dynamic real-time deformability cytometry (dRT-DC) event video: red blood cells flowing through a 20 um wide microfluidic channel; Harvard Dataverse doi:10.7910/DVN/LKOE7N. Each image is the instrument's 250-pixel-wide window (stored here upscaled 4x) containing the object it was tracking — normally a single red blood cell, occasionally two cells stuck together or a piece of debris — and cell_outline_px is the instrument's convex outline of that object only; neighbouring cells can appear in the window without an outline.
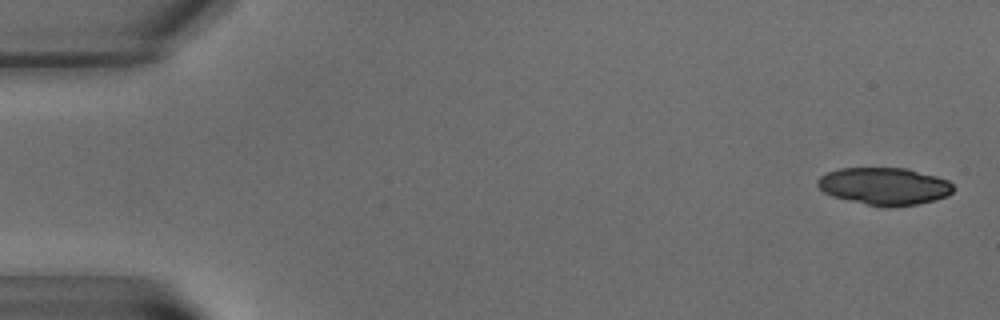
{"species": "common noctule bat (a hibernating species)", "species_latin": "Nyctalus noctula", "temperature_condition": "warm", "stored_images_in_passage": 7, "camera_frame_rate_fps": 3000, "um_per_image_px": 0.085, "animal": {"sex": "male", "body_mass_g": 15.6}, "frame": {"image": 1, "passage_image": 1, "time_ms": 0.0, "image_size_px": [1000, 320], "cell_outline_px": [[952, 192], [948, 196], [936, 200], [916, 204], [888, 208], [884, 208], [832, 196], [824, 192], [816, 184], [816, 180], [820, 176], [828, 172], [840, 168], [908, 168], [936, 176], [948, 180], [952, 184]], "centroid_in_image_um": [75.17, 15.83], "position_along_channel_um": 9.8, "area_um2": 29.65}}